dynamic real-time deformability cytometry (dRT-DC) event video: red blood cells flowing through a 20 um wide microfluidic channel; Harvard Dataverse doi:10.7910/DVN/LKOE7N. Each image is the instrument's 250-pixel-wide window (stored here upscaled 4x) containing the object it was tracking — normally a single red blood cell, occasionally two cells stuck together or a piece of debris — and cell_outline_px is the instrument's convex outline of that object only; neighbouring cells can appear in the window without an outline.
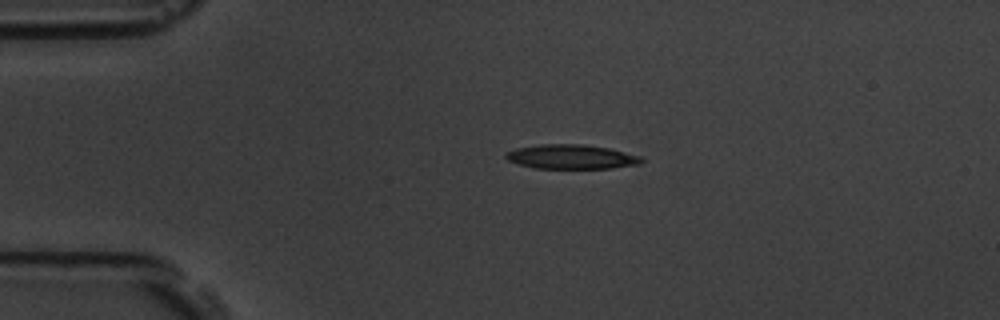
{"species": "common noctule bat (a hibernating species)", "species_latin": "Nyctalus noctula", "temperature_condition": "room temperature", "stored_images_in_passage": 4, "camera_frame_rate_fps": 3000, "um_per_image_px": 0.085, "animal": {"sex": "male", "body_mass_g": 19.5, "forearm_length_mm": 54.6}, "frame": {"image": 1, "passage_image": 3, "time_ms": 2.333, "image_size_px": [1000, 320], "cell_outline_px": [[644, 160], [640, 164], [612, 168], [532, 168], [508, 160], [504, 156], [508, 152], [516, 148], [540, 144], [584, 144], [608, 148], [640, 156]], "centroid_in_image_um": [48.57, 13.32], "position_along_channel_um": 36.4, "area_um2": 19.13}}